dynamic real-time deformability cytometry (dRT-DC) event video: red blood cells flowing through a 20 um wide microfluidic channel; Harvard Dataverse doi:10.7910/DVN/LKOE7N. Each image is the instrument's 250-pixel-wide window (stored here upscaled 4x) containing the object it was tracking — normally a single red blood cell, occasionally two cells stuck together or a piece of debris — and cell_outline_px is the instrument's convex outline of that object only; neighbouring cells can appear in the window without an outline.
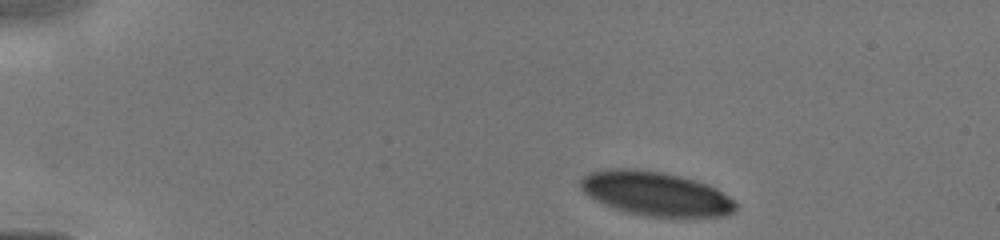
{"species": "human", "species_latin": "Homo sapiens", "temperature_condition": "cold", "stored_images_in_passage": 48, "camera_frame_rate_fps": 3000, "um_per_image_px": 0.085, "donor": {"sex": "male"}, "frame": {"image": 1, "passage_image": 1, "time_ms": 0.0, "image_size_px": [1000, 240], "cell_outline_px": [[736, 212], [724, 216], [648, 216], [628, 212], [604, 204], [588, 196], [580, 188], [580, 180], [588, 172], [612, 168], [636, 168], [660, 172], [680, 176], [696, 180], [708, 184], [716, 188], [736, 200]], "centroid_in_image_um": [55.75, 16.44], "position_along_channel_um": 29.2, "area_um2": 39.82}}
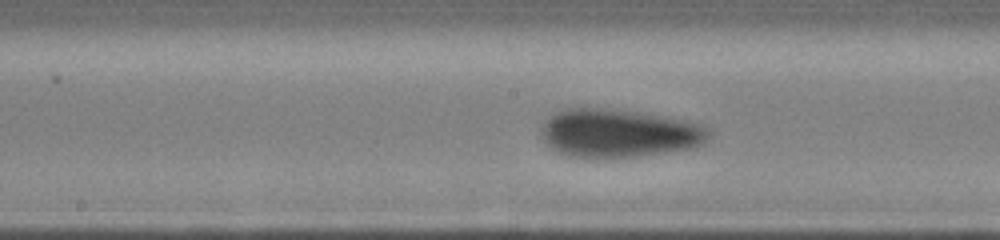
{"frame": {"image": 2, "passage_image": 21, "time_ms": 5.667, "image_size_px": [1000, 240], "cell_outline_px": [[712, 136], [704, 144], [692, 148], [640, 156], [584, 160], [568, 156], [556, 152], [540, 136], [540, 124], [548, 116], [564, 108], [584, 104], [640, 112], [664, 116], [704, 124], [712, 132]], "centroid_in_image_um": [52.54, 11.3], "position_along_channel_um": 195.7, "area_um2": 49.3}}
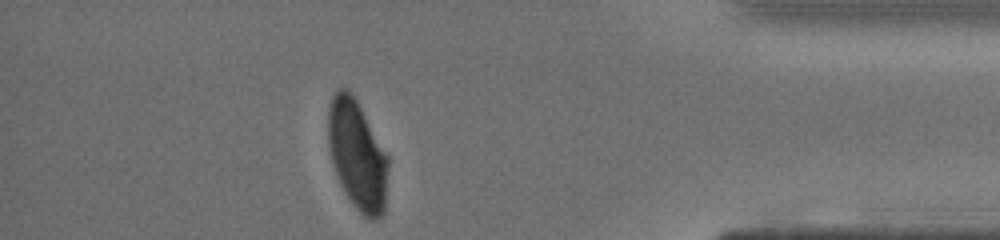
{"frame": {"image": 3, "passage_image": 41, "time_ms": 11.0, "image_size_px": [1000, 240], "cell_outline_px": [[388, 164], [384, 212], [376, 220], [372, 220], [364, 216], [356, 208], [344, 192], [336, 176], [328, 144], [328, 108], [332, 96], [340, 88], [348, 88], [352, 92], [388, 156]], "centroid_in_image_um": [30.35, 13.17], "position_along_channel_um": 404.8, "area_um2": 38.15}}